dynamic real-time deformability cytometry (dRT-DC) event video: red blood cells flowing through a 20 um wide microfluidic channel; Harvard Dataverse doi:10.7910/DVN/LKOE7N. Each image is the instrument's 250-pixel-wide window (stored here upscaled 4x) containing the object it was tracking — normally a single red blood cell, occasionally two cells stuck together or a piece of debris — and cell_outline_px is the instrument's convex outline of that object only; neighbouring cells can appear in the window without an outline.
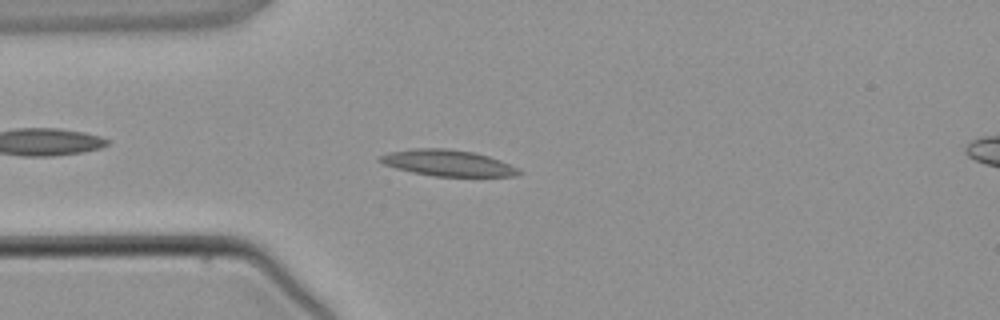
{"species": "common noctule bat (a hibernating species)", "species_latin": "Nyctalus noctula", "temperature_condition": "warm", "stored_images_in_passage": 3, "camera_frame_rate_fps": 3000, "um_per_image_px": 0.085, "animal": {"sex": "male", "body_mass_g": 21.5, "forearm_length_mm": 52.0}, "frame": {"image": 1, "passage_image": 3, "time_ms": 3.333, "image_size_px": [1000, 320], "cell_outline_px": [[524, 172], [520, 176], [436, 176], [412, 172], [396, 168], [384, 164], [376, 160], [380, 156], [388, 152], [412, 148], [444, 148], [476, 152], [500, 160], [520, 168]], "centroid_in_image_um": [38.1, 13.85], "position_along_channel_um": 46.9, "area_um2": 21.39}}